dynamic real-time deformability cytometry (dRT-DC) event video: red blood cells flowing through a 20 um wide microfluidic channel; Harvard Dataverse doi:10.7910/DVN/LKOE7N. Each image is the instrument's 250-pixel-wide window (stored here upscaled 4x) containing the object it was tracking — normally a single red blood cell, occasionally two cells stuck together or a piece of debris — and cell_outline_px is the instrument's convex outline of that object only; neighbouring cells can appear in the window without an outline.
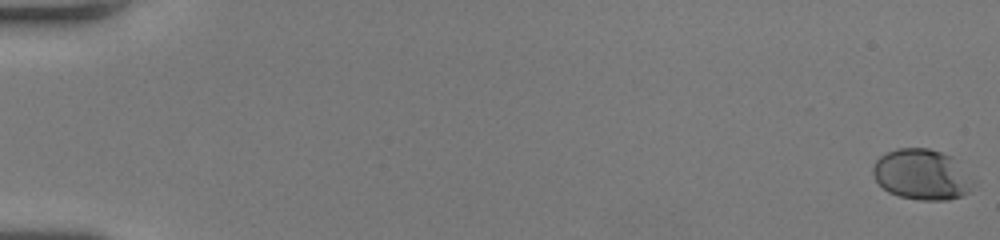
{"species": "human", "species_latin": "Homo sapiens", "temperature_condition": "room temperature", "stored_images_in_passage": 54, "camera_frame_rate_fps": 3000, "um_per_image_px": 0.085, "donor": {"sex": "female"}, "frame": {"image": 1, "passage_image": 1, "time_ms": 0.0, "image_size_px": [1000, 240], "cell_outline_px": [[976, 184], [968, 192], [960, 196], [948, 200], [920, 200], [900, 196], [888, 192], [876, 180], [872, 172], [872, 168], [876, 160], [880, 156], [896, 148], [928, 148], [952, 156]], "centroid_in_image_um": [78.35, 14.84], "position_along_channel_um": 6.7, "area_um2": 29.42}}
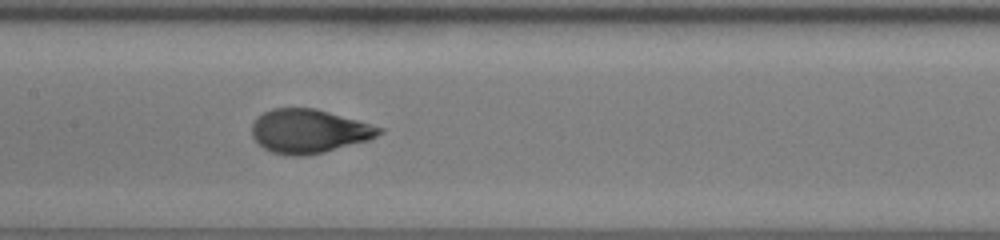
{"frame": {"image": 2, "passage_image": 29, "time_ms": 9.333, "image_size_px": [1000, 240], "cell_outline_px": [[384, 132], [368, 140], [324, 152], [304, 156], [292, 156], [272, 152], [264, 148], [252, 136], [252, 124], [256, 116], [272, 108], [316, 108], [384, 128]], "centroid_in_image_um": [26.24, 11.14], "position_along_channel_um": 181.2, "area_um2": 32.43}}
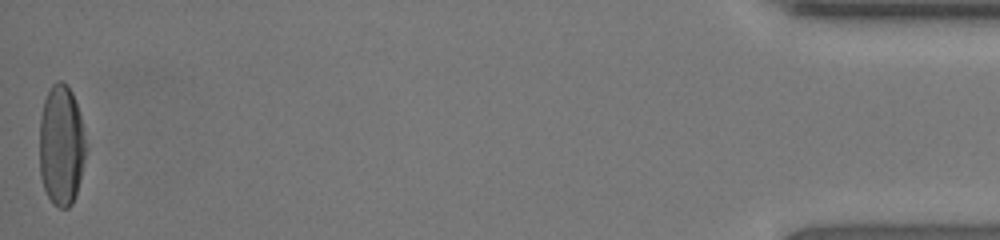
{"frame": {"image": 3, "passage_image": 54, "time_ms": 17.667, "image_size_px": [1000, 240], "cell_outline_px": [[88, 148], [80, 180], [72, 204], [68, 208], [60, 208], [52, 204], [44, 188], [40, 176], [40, 120], [44, 100], [52, 84], [56, 80], [60, 80], [72, 92], [80, 112]], "centroid_in_image_um": [5.23, 12.37], "position_along_channel_um": 430.0, "area_um2": 33.0}, "authors_computed_cell_mechanics": {"area_um2": 31.9923, "velocity_mm_per_s": 4.0538, "shape_relaxation_time_tau1_ms": 3.9135, "shape_relaxation_time_tau2_ms": null, "deformation_change_tau1": 0.184, "deformation_change_tau2": null}}